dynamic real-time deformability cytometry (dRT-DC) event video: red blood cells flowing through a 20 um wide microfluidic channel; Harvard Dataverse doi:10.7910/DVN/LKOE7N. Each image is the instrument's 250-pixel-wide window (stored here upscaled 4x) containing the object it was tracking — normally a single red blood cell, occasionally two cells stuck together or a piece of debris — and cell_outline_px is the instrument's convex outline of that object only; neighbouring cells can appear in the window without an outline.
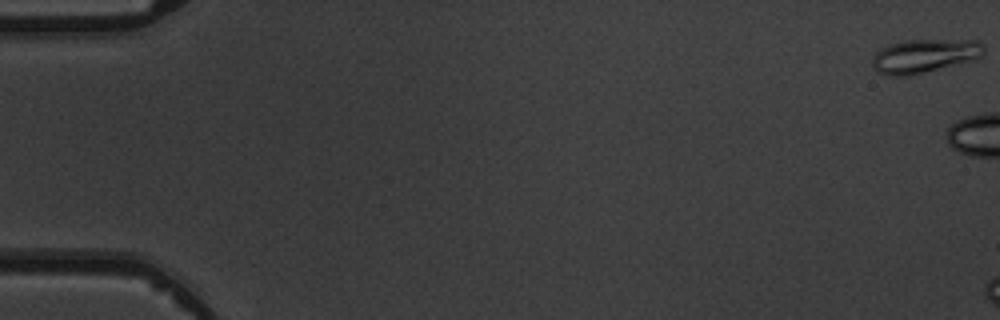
{"species": "common noctule bat (a hibernating species)", "species_latin": "Nyctalus noctula", "temperature_condition": "warm", "stored_images_in_passage": 2, "camera_frame_rate_fps": 3000, "um_per_image_px": 0.085, "animal": {"sex": "male", "body_mass_g": 19.5, "forearm_length_mm": 54.6}, "frame": {"image": 1, "passage_image": 1, "time_ms": 0.0, "image_size_px": [1000, 320], "cell_outline_px": [[984, 52], [980, 56], [960, 64], [908, 76], [892, 76], [876, 72], [872, 68], [872, 56], [880, 48], [888, 44], [904, 40], [976, 40], [984, 44]], "centroid_in_image_um": [78.52, 4.75], "position_along_channel_um": 6.5, "area_um2": 22.14}}